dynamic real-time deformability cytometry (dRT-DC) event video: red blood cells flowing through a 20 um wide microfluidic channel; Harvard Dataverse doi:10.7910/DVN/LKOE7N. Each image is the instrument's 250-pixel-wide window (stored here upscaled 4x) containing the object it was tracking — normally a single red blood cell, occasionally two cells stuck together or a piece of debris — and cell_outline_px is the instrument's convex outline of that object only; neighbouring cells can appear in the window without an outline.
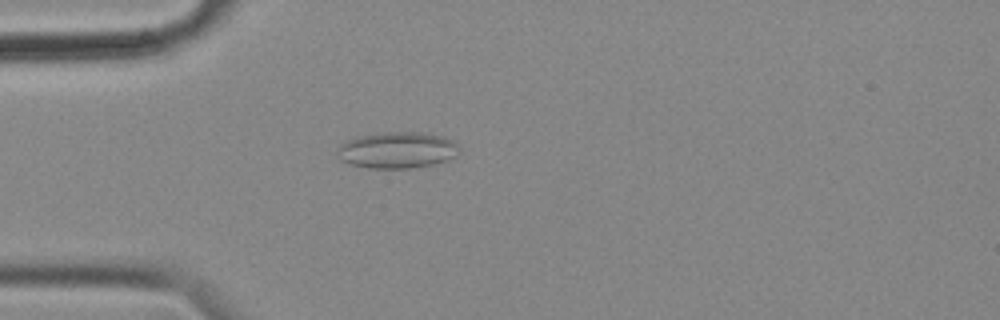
{"species": "common noctule bat (a hibernating species)", "species_latin": "Nyctalus noctula", "temperature_condition": "cold", "stored_images_in_passage": 57, "camera_frame_rate_fps": 3000, "um_per_image_px": 0.085, "animal": {"sex": "female", "body_mass_g": 18.4}, "frame": {"image": 1, "passage_image": 16, "time_ms": 5.0, "image_size_px": [1000, 320], "cell_outline_px": [[460, 152], [456, 156], [448, 160], [432, 164], [412, 168], [368, 168], [352, 164], [340, 160], [336, 152], [348, 140], [356, 136], [380, 132], [424, 132], [444, 136], [456, 140], [460, 148]], "centroid_in_image_um": [33.84, 12.74], "position_along_channel_um": 51.2, "area_um2": 26.13}}
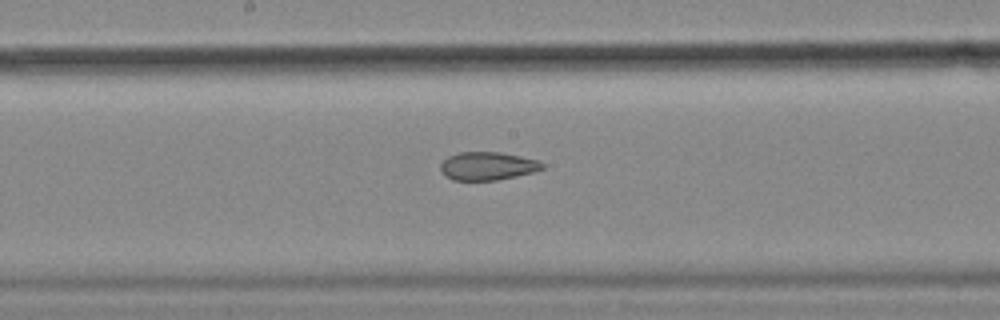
{"frame": {"image": 2, "passage_image": 30, "time_ms": 9.667, "image_size_px": [1000, 320], "cell_outline_px": [[544, 168], [532, 172], [516, 176], [496, 180], [452, 180], [444, 176], [440, 172], [440, 164], [448, 156], [460, 152], [500, 152], [540, 160], [544, 164]], "centroid_in_image_um": [41.42, 14.11], "position_along_channel_um": 206.8, "area_um2": 16.82}}
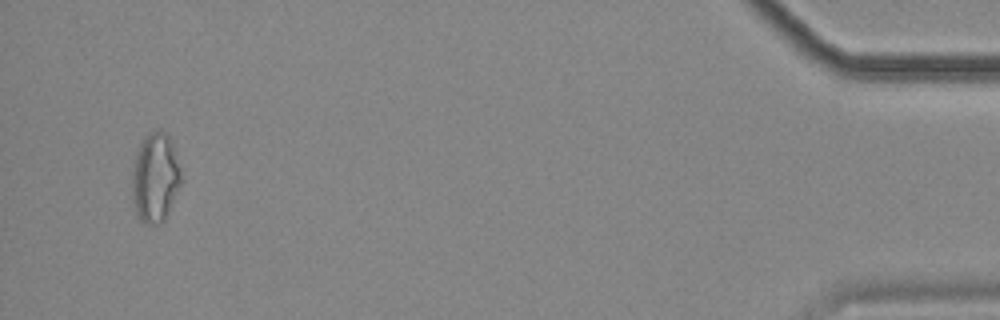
{"frame": {"image": 3, "passage_image": 55, "time_ms": 18.0, "image_size_px": [1000, 320], "cell_outline_px": [[184, 180], [164, 220], [160, 224], [144, 224], [136, 216], [132, 200], [132, 160], [144, 136], [148, 132], [156, 128], [160, 128], [172, 140]], "centroid_in_image_um": [13.19, 15.08], "position_along_channel_um": 422.0, "area_um2": 26.53}, "authors_computed_cell_mechanics": {"area_um2": 21.0392, "velocity_mm_per_s": 3.5377, "shape_relaxation_time_tau1_ms": null, "shape_relaxation_time_tau2_ms": 2.9716, "deformation_change_tau1": null, "deformation_change_tau2": 0.0913}}